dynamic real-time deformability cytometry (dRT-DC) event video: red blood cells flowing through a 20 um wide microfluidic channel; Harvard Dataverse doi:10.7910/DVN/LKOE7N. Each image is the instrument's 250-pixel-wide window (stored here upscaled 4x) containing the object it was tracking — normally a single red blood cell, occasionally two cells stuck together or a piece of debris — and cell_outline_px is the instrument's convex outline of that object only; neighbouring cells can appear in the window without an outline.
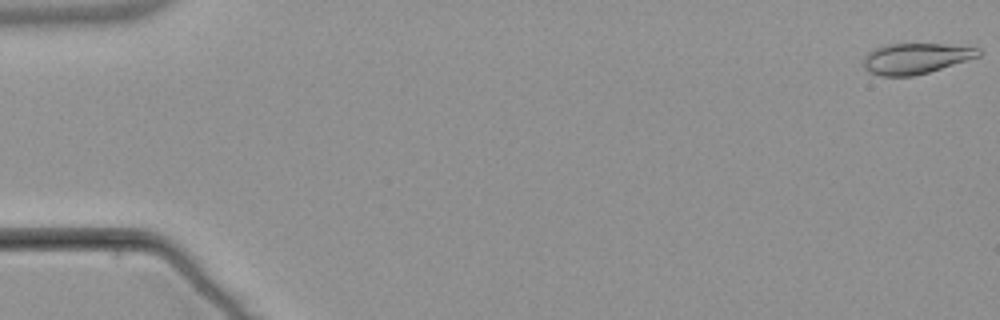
{"species": "common noctule bat (a hibernating species)", "species_latin": "Nyctalus noctula", "temperature_condition": "warm", "stored_images_in_passage": 54, "camera_frame_rate_fps": 3000, "um_per_image_px": 0.085, "animal": {"sex": "male", "body_mass_g": 21.5, "forearm_length_mm": 52.0}, "frame": {"image": 1, "passage_image": 1, "time_ms": 0.0, "image_size_px": [1000, 320], "cell_outline_px": [[980, 56], [928, 72], [912, 76], [880, 76], [868, 72], [860, 64], [864, 56], [868, 52], [876, 48], [888, 44], [944, 44], [980, 48]], "centroid_in_image_um": [77.77, 4.97], "position_along_channel_um": 7.2, "area_um2": 20.58}}
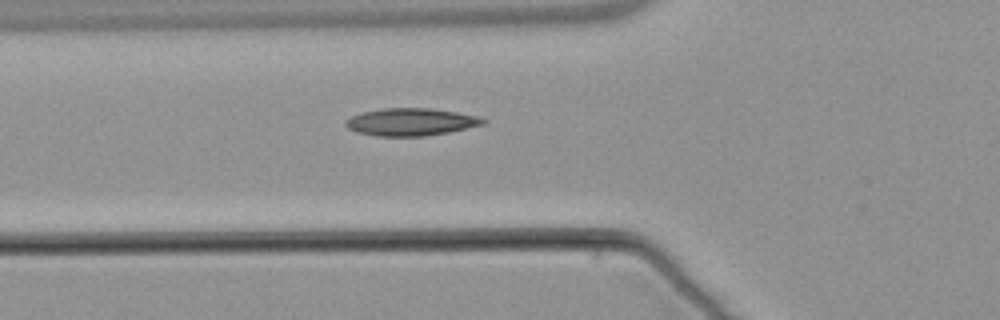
{"frame": {"image": 2, "passage_image": 20, "time_ms": 6.333, "image_size_px": [1000, 320], "cell_outline_px": [[488, 120], [484, 124], [448, 132], [424, 136], [376, 136], [356, 132], [348, 128], [344, 124], [344, 120], [360, 112], [380, 108], [432, 108], [480, 116]], "centroid_in_image_um": [34.9, 10.36], "position_along_channel_um": 90.9, "area_um2": 22.2}}
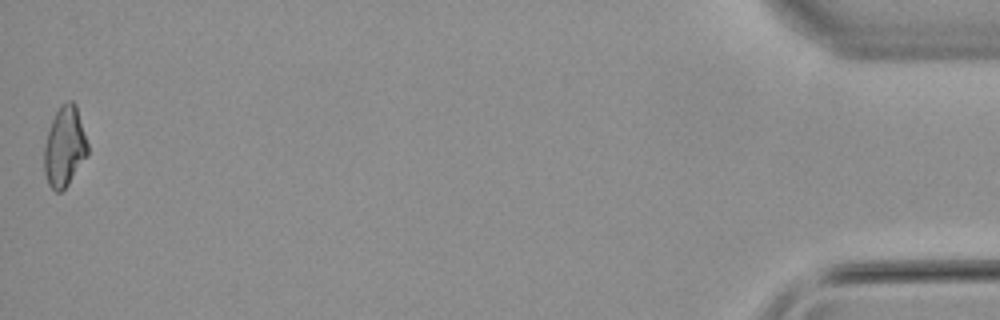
{"frame": {"image": 3, "passage_image": 54, "time_ms": 17.667, "image_size_px": [1000, 320], "cell_outline_px": [[88, 156], [68, 184], [60, 192], [56, 192], [48, 184], [44, 172], [44, 148], [48, 132], [52, 120], [60, 104], [68, 100], [72, 100], [76, 104], [88, 144]], "centroid_in_image_um": [5.5, 12.46], "position_along_channel_um": 429.7, "area_um2": 20.35}, "authors_computed_cell_mechanics": {"area_um2": 20.6057, "velocity_mm_per_s": 3.8288, "shape_relaxation_time_tau1_ms": null, "shape_relaxation_time_tau2_ms": 4.6485, "deformation_change_tau1": null, "deformation_change_tau2": 0.1255}}